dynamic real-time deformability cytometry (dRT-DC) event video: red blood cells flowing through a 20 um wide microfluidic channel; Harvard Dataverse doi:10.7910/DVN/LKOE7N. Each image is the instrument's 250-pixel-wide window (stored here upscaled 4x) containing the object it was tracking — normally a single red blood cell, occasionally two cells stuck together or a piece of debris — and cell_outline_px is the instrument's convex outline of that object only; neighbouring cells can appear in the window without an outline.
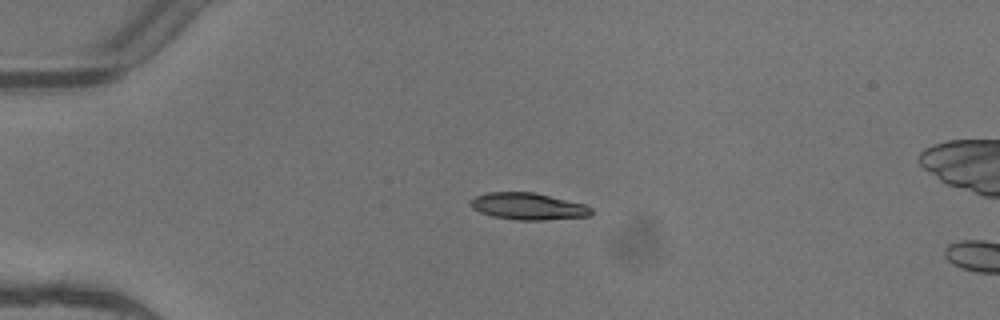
{"species": "common noctule bat (a hibernating species)", "species_latin": "Nyctalus noctula", "temperature_condition": "warm", "stored_images_in_passage": 5, "camera_frame_rate_fps": 3000, "um_per_image_px": 0.085, "animal": {"sex": "female"}, "frame": {"image": 1, "passage_image": 4, "time_ms": 1.0, "image_size_px": [1000, 320], "cell_outline_px": [[592, 212], [588, 216], [544, 220], [516, 220], [492, 216], [480, 212], [472, 208], [468, 204], [476, 196], [488, 192], [536, 192], [584, 204], [592, 208]], "centroid_in_image_um": [44.87, 17.53], "position_along_channel_um": 40.1, "area_um2": 18.9}}